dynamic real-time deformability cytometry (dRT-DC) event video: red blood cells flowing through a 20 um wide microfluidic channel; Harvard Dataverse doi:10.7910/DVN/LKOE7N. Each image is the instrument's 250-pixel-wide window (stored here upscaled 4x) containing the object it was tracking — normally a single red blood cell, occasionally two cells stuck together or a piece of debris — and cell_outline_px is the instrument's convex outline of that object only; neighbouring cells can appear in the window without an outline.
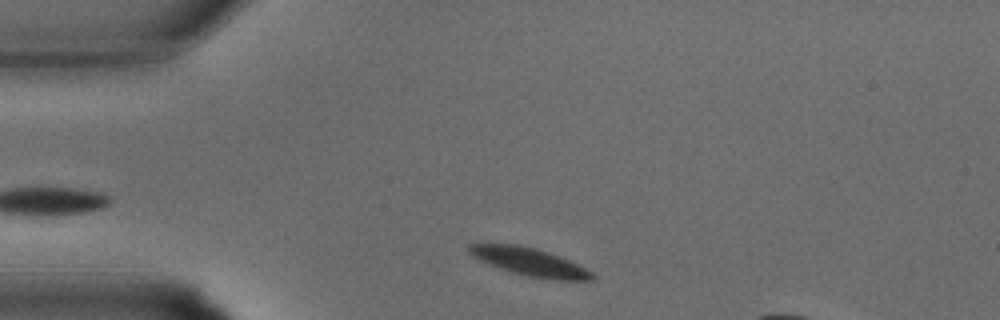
{"species": "common noctule bat (a hibernating species)", "species_latin": "Nyctalus noctula", "temperature_condition": "warm", "stored_images_in_passage": 21, "camera_frame_rate_fps": 3000, "um_per_image_px": 0.085, "animal": {"sex": "male", "body_mass_g": 15.6}, "frame": {"image": 1, "passage_image": 1, "time_ms": 0.0, "image_size_px": [1000, 320], "cell_outline_px": [[596, 276], [592, 280], [556, 280], [528, 276], [512, 272], [500, 268], [480, 260], [472, 256], [468, 252], [468, 244], [520, 244], [536, 248], [548, 252], [568, 260], [592, 272]], "centroid_in_image_um": [45.0, 22.25], "position_along_channel_um": 40.0, "area_um2": 19.77}}
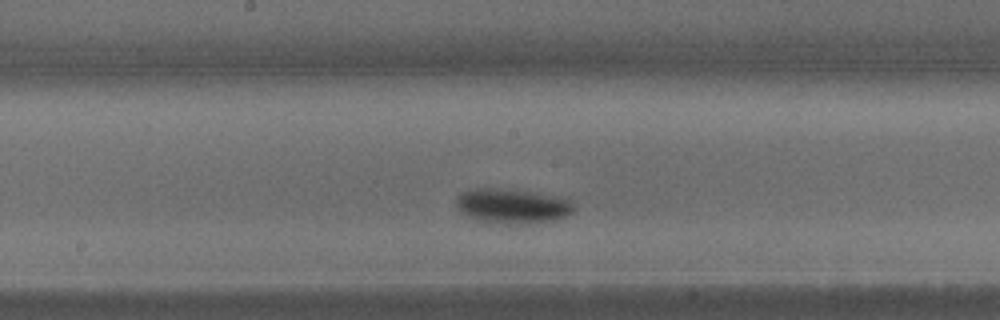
{"frame": {"image": 2, "passage_image": 11, "time_ms": 3.333, "image_size_px": [1000, 320], "cell_outline_px": [[572, 212], [556, 220], [528, 224], [484, 224], [460, 212], [456, 204], [456, 196], [460, 192], [472, 188], [496, 188], [528, 192], [556, 196], [572, 200]], "centroid_in_image_um": [43.46, 17.54], "position_along_channel_um": 204.7, "area_um2": 24.16}}
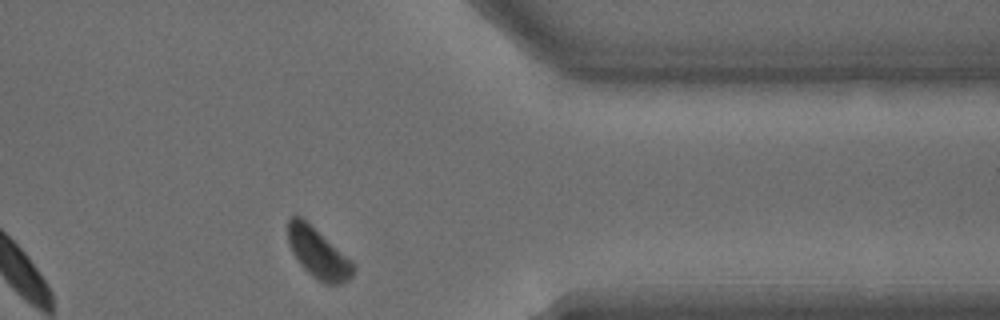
{"frame": {"image": 3, "passage_image": 21, "time_ms": 6.667, "image_size_px": [1000, 320], "cell_outline_px": [[356, 268], [352, 276], [348, 280], [340, 284], [324, 284], [312, 276], [300, 264], [292, 252], [288, 240], [288, 220], [296, 212], [352, 260], [356, 264]], "centroid_in_image_um": [27.06, 21.52], "position_along_channel_um": 384.3, "area_um2": 19.19}}